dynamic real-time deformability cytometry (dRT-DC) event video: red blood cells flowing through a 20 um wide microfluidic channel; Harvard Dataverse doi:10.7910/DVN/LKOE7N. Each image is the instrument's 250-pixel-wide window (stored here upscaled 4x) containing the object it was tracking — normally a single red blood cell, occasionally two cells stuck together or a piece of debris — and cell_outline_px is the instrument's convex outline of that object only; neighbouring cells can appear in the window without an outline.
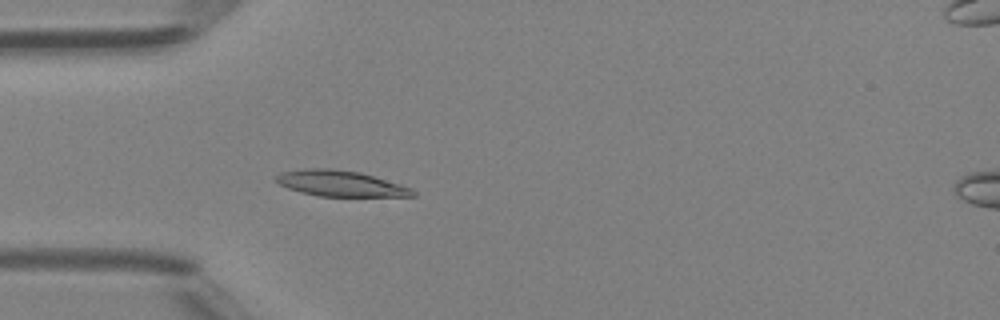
{"species": "Egyptian fruit bat (a non-hibernating species)", "species_latin": "Rousettus aegyptiacus", "temperature_condition": "room temperature", "stored_images_in_passage": 42, "camera_frame_rate_fps": 3000, "um_per_image_px": 0.085, "animal": {"sex": "female"}, "frame": {"image": 1, "passage_image": 9, "time_ms": 2.667, "image_size_px": [1000, 320], "cell_outline_px": [[416, 196], [316, 196], [300, 192], [288, 188], [280, 184], [276, 180], [276, 176], [280, 172], [304, 168], [332, 168], [360, 172], [400, 184], [412, 188], [416, 192]], "centroid_in_image_um": [28.93, 15.59], "position_along_channel_um": 56.1, "area_um2": 20.58}}
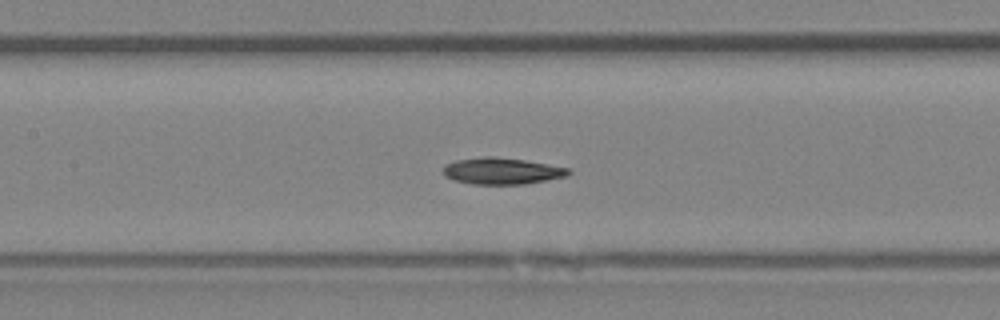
{"frame": {"image": 2, "passage_image": 17, "time_ms": 5.333, "image_size_px": [1000, 320], "cell_outline_px": [[572, 172], [568, 176], [524, 184], [472, 184], [456, 180], [444, 176], [440, 172], [444, 164], [456, 160], [484, 156], [492, 156], [524, 160], [568, 168]], "centroid_in_image_um": [42.6, 14.53], "position_along_channel_um": 164.8, "area_um2": 19.42}}
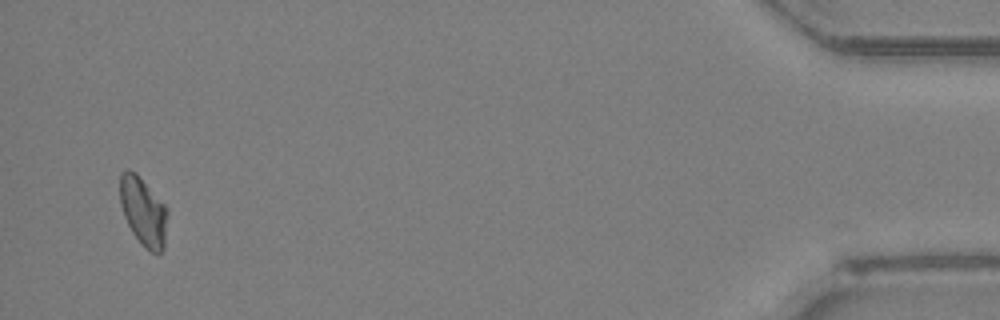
{"frame": {"image": 3, "passage_image": 41, "time_ms": 13.333, "image_size_px": [1000, 320], "cell_outline_px": [[168, 212], [164, 248], [160, 252], [148, 252], [140, 244], [132, 232], [124, 216], [120, 204], [120, 172], [128, 168], [136, 172], [168, 208]], "centroid_in_image_um": [12.18, 17.97], "position_along_channel_um": 423.0, "area_um2": 19.25}}